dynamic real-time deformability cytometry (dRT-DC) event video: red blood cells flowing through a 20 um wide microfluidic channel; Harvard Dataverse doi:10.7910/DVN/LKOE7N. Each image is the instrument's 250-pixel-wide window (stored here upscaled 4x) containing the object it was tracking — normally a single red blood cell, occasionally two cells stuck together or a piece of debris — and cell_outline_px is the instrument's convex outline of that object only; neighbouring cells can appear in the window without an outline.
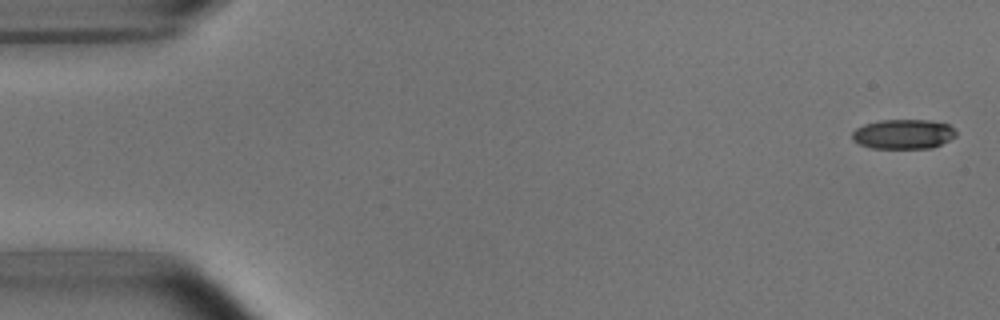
{"species": "common noctule bat (a hibernating species)", "species_latin": "Nyctalus noctula", "temperature_condition": "room temperature", "stored_images_in_passage": 5, "camera_frame_rate_fps": 3000, "um_per_image_px": 0.085, "animal": {"sex": "male", "body_mass_g": 15.6}, "frame": {"image": 1, "passage_image": 1, "time_ms": 0.0, "image_size_px": [1000, 320], "cell_outline_px": [[956, 136], [932, 148], [872, 148], [860, 144], [852, 140], [852, 132], [856, 128], [864, 124], [880, 120], [932, 120], [948, 124], [956, 132]], "centroid_in_image_um": [76.77, 11.39], "position_along_channel_um": 8.2, "area_um2": 17.92}}
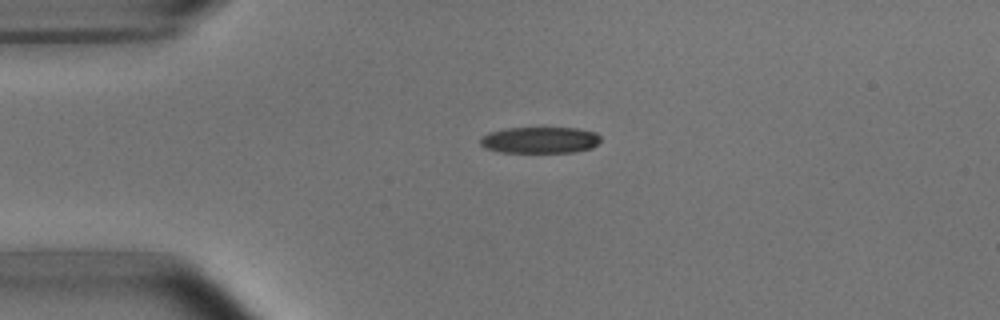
{"frame": {"image": 2, "passage_image": 4, "time_ms": 3.667, "image_size_px": [1000, 320], "cell_outline_px": [[600, 140], [592, 148], [572, 152], [500, 152], [488, 148], [480, 144], [480, 140], [488, 132], [504, 128], [576, 128], [596, 132], [600, 136]], "centroid_in_image_um": [45.91, 11.9], "position_along_channel_um": 39.1, "area_um2": 18.38}}